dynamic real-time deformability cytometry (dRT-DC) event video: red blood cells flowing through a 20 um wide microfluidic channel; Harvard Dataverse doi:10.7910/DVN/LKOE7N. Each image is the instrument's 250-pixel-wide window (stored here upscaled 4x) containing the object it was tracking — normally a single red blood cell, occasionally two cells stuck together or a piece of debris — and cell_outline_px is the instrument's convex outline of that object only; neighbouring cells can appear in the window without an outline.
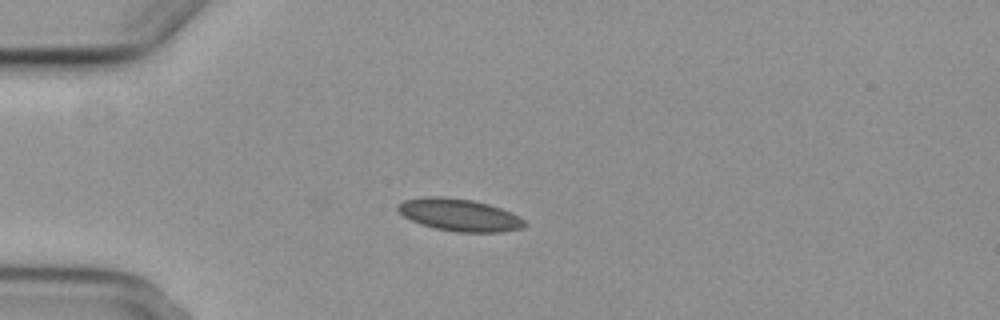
{"species": "common noctule bat (a hibernating species)", "species_latin": "Nyctalus noctula", "temperature_condition": "cold", "stored_images_in_passage": 4, "camera_frame_rate_fps": 3000, "um_per_image_px": 0.085, "animal": {"sex": "female", "body_mass_g": 29.2, "forearm_length_mm": 56.3}, "frame": {"image": 1, "passage_image": 4, "time_ms": 3.333, "image_size_px": [1000, 320], "cell_outline_px": [[528, 224], [524, 228], [500, 232], [456, 232], [436, 228], [420, 224], [396, 212], [396, 204], [404, 200], [424, 196], [444, 196], [472, 200], [488, 204], [512, 212], [524, 220]], "centroid_in_image_um": [39.02, 18.26], "position_along_channel_um": 46.0, "area_um2": 24.1}}